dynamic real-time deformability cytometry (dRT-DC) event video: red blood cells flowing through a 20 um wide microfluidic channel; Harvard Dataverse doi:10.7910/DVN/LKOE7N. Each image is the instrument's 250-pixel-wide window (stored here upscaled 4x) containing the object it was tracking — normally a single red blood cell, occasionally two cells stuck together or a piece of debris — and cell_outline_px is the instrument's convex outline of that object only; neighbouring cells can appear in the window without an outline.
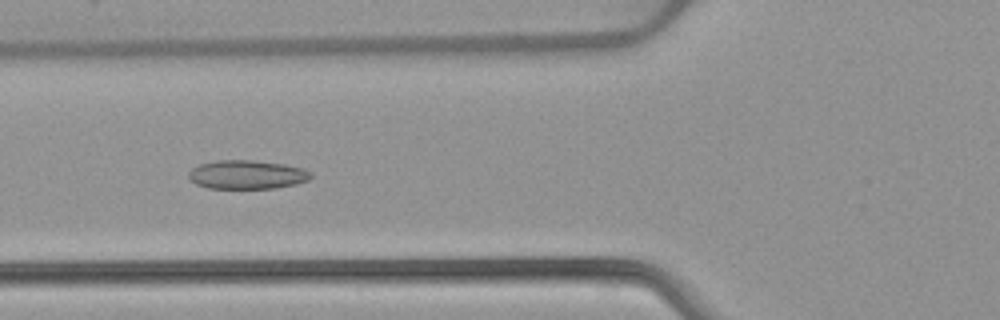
{"species": "common noctule bat (a hibernating species)", "species_latin": "Nyctalus noctula", "temperature_condition": "warm", "stored_images_in_passage": 52, "camera_frame_rate_fps": 3000, "um_per_image_px": 0.085, "animal": {"sex": "female", "body_mass_g": 22.7, "forearm_length_mm": 54.2}, "frame": {"image": 1, "passage_image": 20, "time_ms": 6.333, "image_size_px": [1000, 320], "cell_outline_px": [[312, 176], [308, 180], [296, 184], [276, 188], [208, 188], [196, 184], [188, 176], [188, 172], [192, 168], [200, 164], [216, 160], [252, 160], [284, 164], [304, 168], [312, 172]], "centroid_in_image_um": [21.01, 14.84], "position_along_channel_um": 104.8, "area_um2": 20.58}}
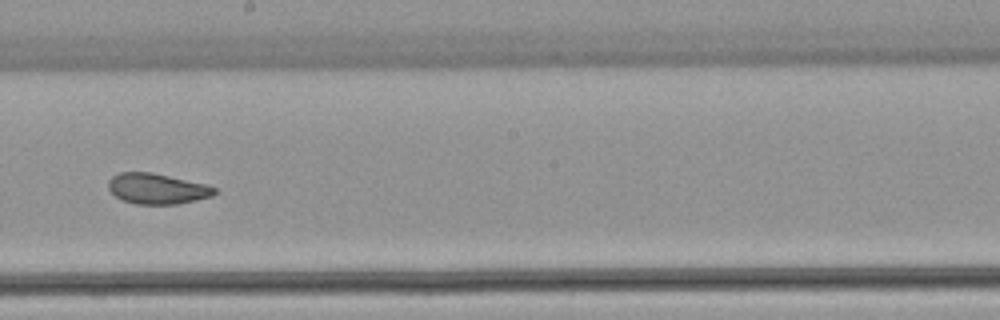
{"frame": {"image": 2, "passage_image": 30, "time_ms": 9.667, "image_size_px": [1000, 320], "cell_outline_px": [[216, 192], [212, 196], [196, 200], [176, 204], [136, 204], [124, 200], [116, 196], [108, 188], [108, 180], [112, 176], [120, 172], [152, 172], [208, 184], [216, 188]], "centroid_in_image_um": [13.37, 16.03], "position_along_channel_um": 234.8, "area_um2": 18.96}}
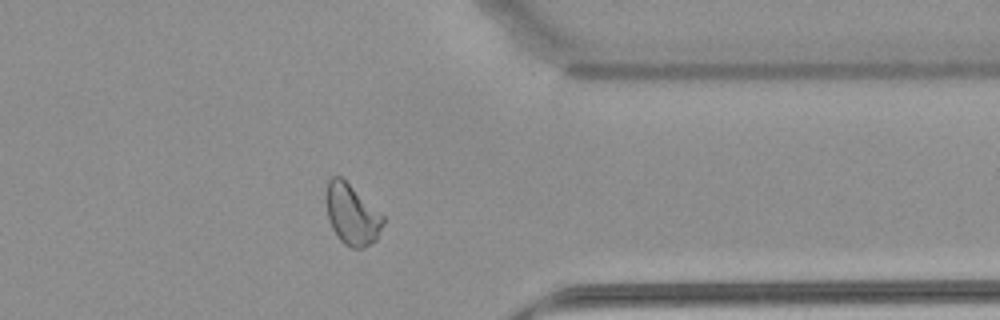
{"frame": {"image": 3, "passage_image": 42, "time_ms": 13.667, "image_size_px": [1000, 320], "cell_outline_px": [[384, 224], [376, 240], [364, 248], [352, 248], [344, 244], [340, 240], [332, 228], [328, 216], [328, 180], [332, 176], [340, 176], [384, 216]], "centroid_in_image_um": [29.95, 18.28], "position_along_channel_um": 381.5, "area_um2": 19.59}, "authors_computed_cell_mechanics": {"area_um2": 20.8947, "velocity_mm_per_s": 3.9028, "shape_relaxation_time_tau1_ms": null, "shape_relaxation_time_tau2_ms": 1.7284, "deformation_change_tau1": null, "deformation_change_tau2": 0.0677}}